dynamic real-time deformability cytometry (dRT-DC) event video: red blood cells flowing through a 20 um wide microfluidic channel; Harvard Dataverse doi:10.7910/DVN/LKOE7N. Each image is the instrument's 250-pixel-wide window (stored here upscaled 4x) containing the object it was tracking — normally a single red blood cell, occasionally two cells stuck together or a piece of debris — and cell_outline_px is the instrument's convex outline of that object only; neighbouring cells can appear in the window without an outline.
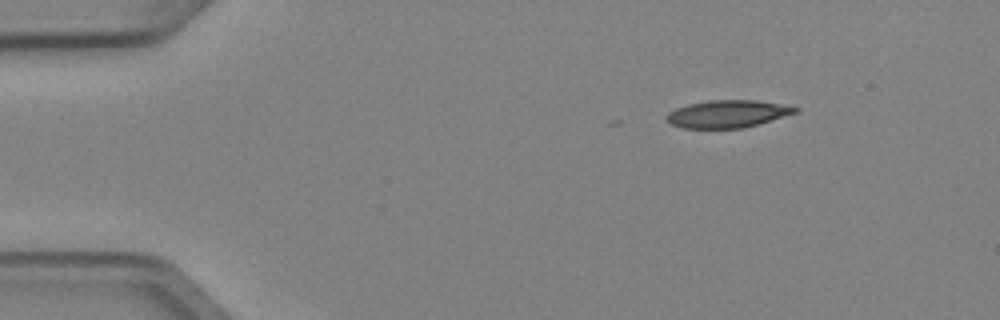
{"species": "Egyptian fruit bat (a non-hibernating species)", "species_latin": "Rousettus aegyptiacus", "temperature_condition": "cold", "stored_images_in_passage": 5, "camera_frame_rate_fps": 3000, "um_per_image_px": 0.085, "animal": {"sex": "female"}, "frame": {"image": 1, "passage_image": 1, "time_ms": 0.0, "image_size_px": [1000, 320], "cell_outline_px": [[800, 112], [760, 124], [740, 128], [684, 128], [672, 124], [664, 116], [668, 112], [676, 108], [688, 104], [712, 100], [756, 100], [780, 104], [800, 108]], "centroid_in_image_um": [61.88, 9.68], "position_along_channel_um": 23.1, "area_um2": 20.63}}
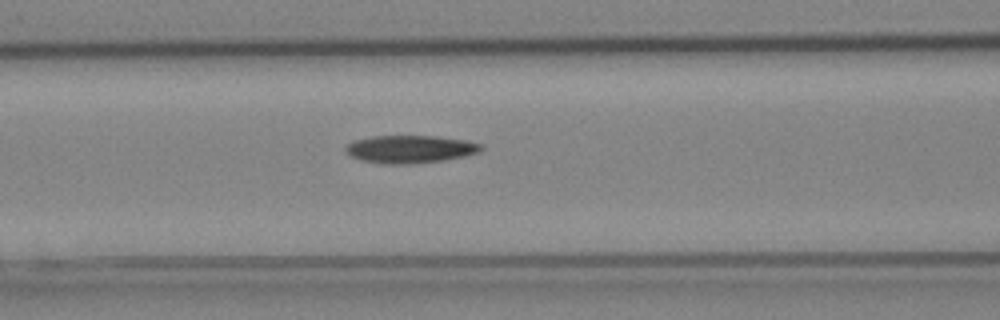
{"frame": {"image": 2, "passage_image": 5, "time_ms": 1.333, "image_size_px": [1000, 320], "cell_outline_px": [[484, 148], [476, 152], [464, 156], [444, 160], [412, 164], [380, 164], [360, 160], [352, 156], [344, 148], [352, 140], [372, 136], [436, 136], [464, 140], [480, 144]], "centroid_in_image_um": [34.81, 12.68], "position_along_channel_um": 131.8, "area_um2": 21.85}}